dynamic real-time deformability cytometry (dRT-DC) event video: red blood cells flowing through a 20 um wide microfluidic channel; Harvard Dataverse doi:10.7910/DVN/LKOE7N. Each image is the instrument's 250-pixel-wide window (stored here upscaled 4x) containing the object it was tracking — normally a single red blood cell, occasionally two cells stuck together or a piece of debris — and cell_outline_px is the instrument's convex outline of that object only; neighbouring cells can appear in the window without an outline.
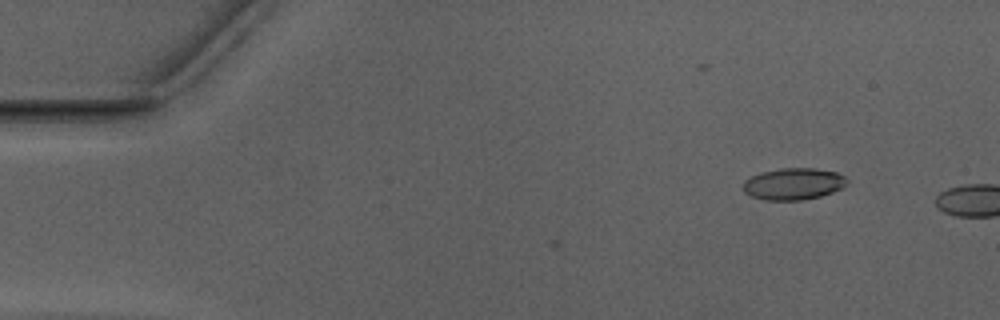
{"species": "Egyptian fruit bat (a non-hibernating species)", "species_latin": "Rousettus aegyptiacus", "temperature_condition": "warm", "stored_images_in_passage": 4, "camera_frame_rate_fps": 3000, "um_per_image_px": 0.085, "animal": {"sex": "male"}, "frame": {"image": 1, "passage_image": 1, "time_ms": 0.0, "image_size_px": [1000, 320], "cell_outline_px": [[848, 180], [840, 188], [832, 192], [820, 196], [800, 200], [764, 200], [752, 196], [744, 192], [744, 180], [760, 172], [780, 168], [816, 168], [836, 172], [844, 176]], "centroid_in_image_um": [67.42, 15.62], "position_along_channel_um": 17.6, "area_um2": 19.07}}